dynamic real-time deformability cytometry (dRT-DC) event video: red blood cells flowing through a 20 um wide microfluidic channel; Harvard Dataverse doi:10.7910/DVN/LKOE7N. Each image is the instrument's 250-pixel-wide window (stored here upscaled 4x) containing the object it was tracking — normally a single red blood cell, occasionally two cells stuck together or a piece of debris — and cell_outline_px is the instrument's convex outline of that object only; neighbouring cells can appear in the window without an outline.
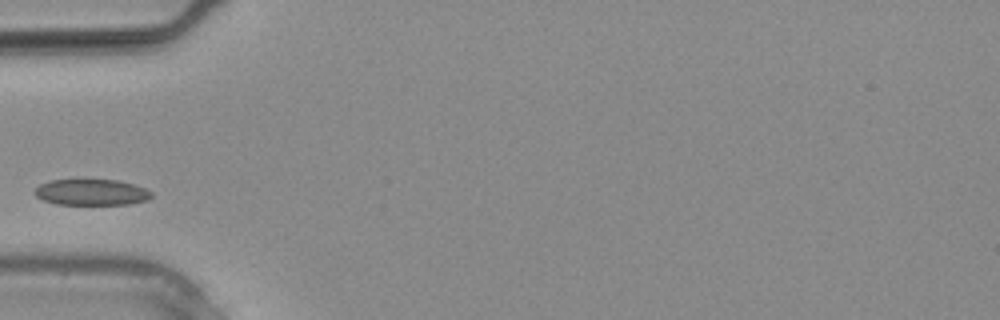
{"species": "common noctule bat (a hibernating species)", "species_latin": "Nyctalus noctula", "temperature_condition": "warm", "stored_images_in_passage": 11, "camera_frame_rate_fps": 3000, "um_per_image_px": 0.085, "animal": {"sex": "male", "body_mass_g": 20.4}, "frame": {"image": 1, "passage_image": 4, "time_ms": 1.0, "image_size_px": [1000, 320], "cell_outline_px": [[152, 196], [148, 200], [128, 204], [56, 204], [44, 200], [36, 196], [32, 192], [40, 184], [52, 180], [116, 180], [132, 184], [144, 188], [152, 192]], "centroid_in_image_um": [7.76, 16.34], "position_along_channel_um": 77.2, "area_um2": 17.57}}